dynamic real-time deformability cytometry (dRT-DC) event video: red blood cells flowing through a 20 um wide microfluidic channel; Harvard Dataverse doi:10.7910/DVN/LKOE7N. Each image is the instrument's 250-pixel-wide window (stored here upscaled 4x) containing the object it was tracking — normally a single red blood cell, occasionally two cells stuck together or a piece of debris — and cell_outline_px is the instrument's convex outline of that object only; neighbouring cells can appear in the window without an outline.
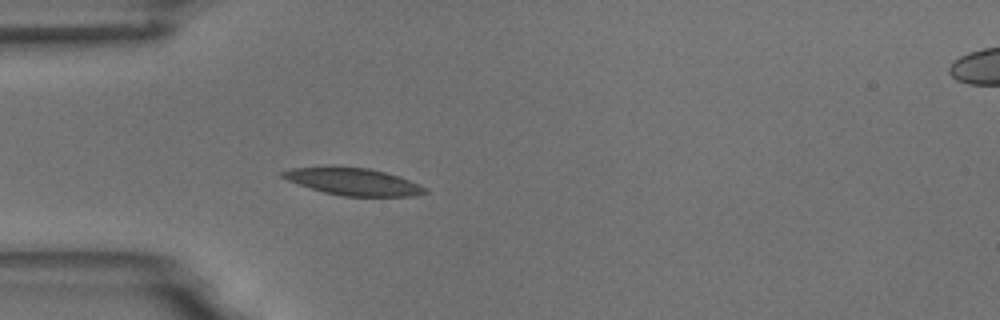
{"species": "common noctule bat (a hibernating species)", "species_latin": "Nyctalus noctula", "temperature_condition": "room temperature", "stored_images_in_passage": 5, "camera_frame_rate_fps": 3000, "um_per_image_px": 0.085, "animal": {"sex": "male", "body_mass_g": 18.8}, "frame": {"image": 1, "passage_image": 5, "time_ms": 4.667, "image_size_px": [1000, 320], "cell_outline_px": [[428, 192], [416, 196], [344, 196], [324, 192], [288, 180], [280, 176], [280, 172], [292, 168], [332, 164], [368, 168], [400, 176], [428, 188]], "centroid_in_image_um": [30.02, 15.4], "position_along_channel_um": 55.0, "area_um2": 23.0}}